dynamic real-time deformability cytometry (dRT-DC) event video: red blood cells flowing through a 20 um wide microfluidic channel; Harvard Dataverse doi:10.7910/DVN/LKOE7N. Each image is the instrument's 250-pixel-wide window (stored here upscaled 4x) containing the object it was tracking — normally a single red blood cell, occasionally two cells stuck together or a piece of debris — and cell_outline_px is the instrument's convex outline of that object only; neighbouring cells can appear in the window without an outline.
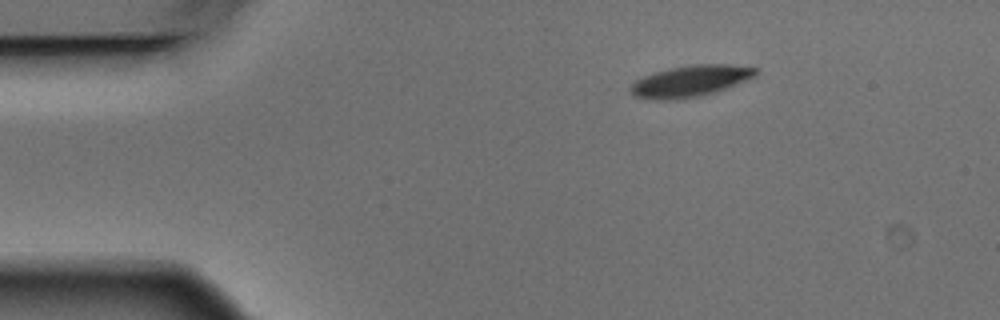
{"species": "Egyptian fruit bat (a non-hibernating species)", "species_latin": "Rousettus aegyptiacus", "temperature_condition": "warm", "stored_images_in_passage": 2, "camera_frame_rate_fps": 3000, "um_per_image_px": 0.085, "animal": {"sex": "male"}, "frame": {"image": 1, "passage_image": 1, "time_ms": 0.0, "image_size_px": [1000, 320], "cell_outline_px": [[760, 72], [756, 76], [716, 92], [700, 96], [676, 100], [652, 100], [632, 96], [628, 92], [628, 88], [636, 80], [644, 76], [668, 68], [692, 64], [728, 64], [756, 68]], "centroid_in_image_um": [58.64, 6.9], "position_along_channel_um": 26.4, "area_um2": 23.18}}